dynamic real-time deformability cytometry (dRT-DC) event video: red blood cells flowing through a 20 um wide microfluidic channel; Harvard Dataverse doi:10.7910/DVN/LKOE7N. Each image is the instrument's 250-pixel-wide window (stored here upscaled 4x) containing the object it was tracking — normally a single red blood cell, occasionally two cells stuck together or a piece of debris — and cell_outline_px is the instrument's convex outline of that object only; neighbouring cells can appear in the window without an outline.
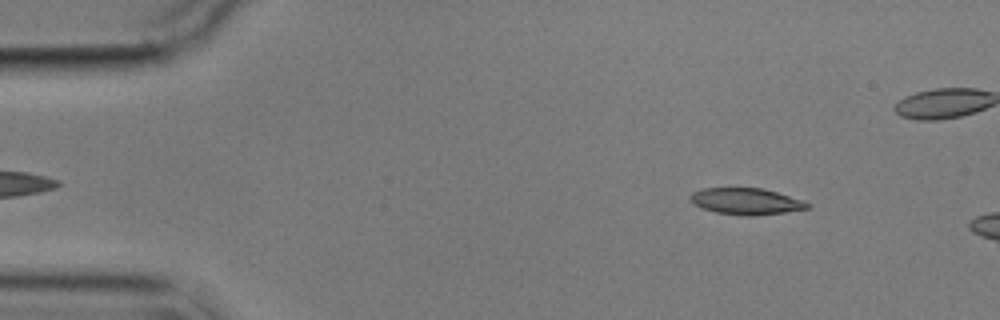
{"species": "common noctule bat (a hibernating species)", "species_latin": "Nyctalus noctula", "temperature_condition": "cold", "stored_images_in_passage": 3, "camera_frame_rate_fps": 3000, "um_per_image_px": 0.085, "animal": {"sex": "male", "body_mass_g": 17.9}, "frame": {"image": 1, "passage_image": 1, "time_ms": 0.0, "image_size_px": [1000, 320], "cell_outline_px": [[812, 204], [808, 208], [784, 212], [752, 216], [748, 216], [716, 212], [704, 208], [696, 204], [688, 196], [692, 192], [704, 188], [764, 188], [804, 200]], "centroid_in_image_um": [63.46, 17.1], "position_along_channel_um": 21.5, "area_um2": 17.92}}